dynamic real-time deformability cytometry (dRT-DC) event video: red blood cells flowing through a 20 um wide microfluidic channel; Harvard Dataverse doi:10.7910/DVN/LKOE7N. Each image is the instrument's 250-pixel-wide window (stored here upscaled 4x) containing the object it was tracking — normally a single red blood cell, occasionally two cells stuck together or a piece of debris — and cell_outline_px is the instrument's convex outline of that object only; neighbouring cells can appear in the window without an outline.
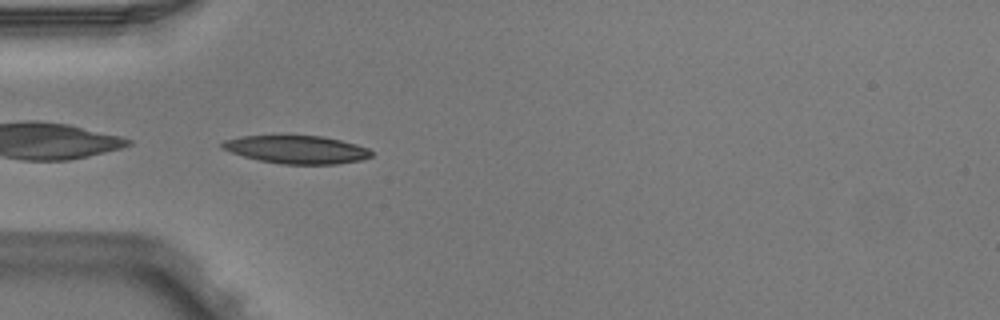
{"species": "Egyptian fruit bat (a non-hibernating species)", "species_latin": "Rousettus aegyptiacus", "temperature_condition": "warm", "stored_images_in_passage": 5, "camera_frame_rate_fps": 3000, "um_per_image_px": 0.085, "animal": {"sex": "male"}, "frame": {"image": 1, "passage_image": 4, "time_ms": 1.0, "image_size_px": [1000, 320], "cell_outline_px": [[372, 156], [360, 160], [336, 164], [280, 164], [260, 160], [244, 156], [220, 148], [220, 144], [224, 140], [240, 136], [324, 136], [356, 144], [368, 148], [372, 152]], "centroid_in_image_um": [25.21, 12.71], "position_along_channel_um": 59.8, "area_um2": 24.22}}
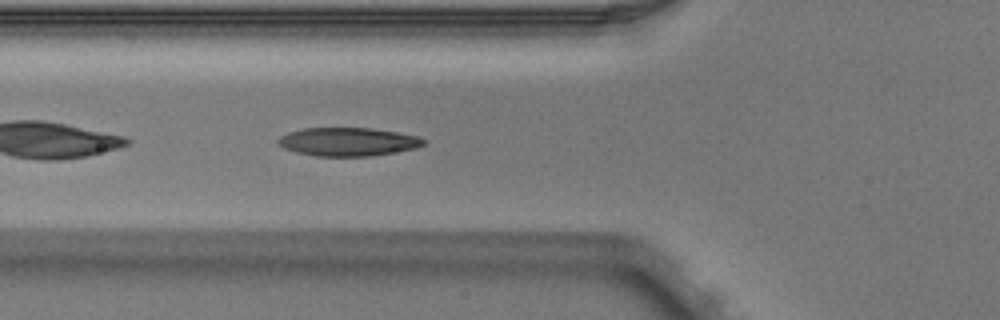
{"frame": {"image": 2, "passage_image": 5, "time_ms": 1.333, "image_size_px": [1000, 320], "cell_outline_px": [[428, 140], [424, 144], [416, 148], [368, 156], [316, 156], [296, 152], [284, 148], [276, 144], [276, 140], [280, 136], [288, 132], [304, 128], [372, 128], [396, 132], [416, 136]], "centroid_in_image_um": [29.53, 12.04], "position_along_channel_um": 96.3, "area_um2": 24.04}}